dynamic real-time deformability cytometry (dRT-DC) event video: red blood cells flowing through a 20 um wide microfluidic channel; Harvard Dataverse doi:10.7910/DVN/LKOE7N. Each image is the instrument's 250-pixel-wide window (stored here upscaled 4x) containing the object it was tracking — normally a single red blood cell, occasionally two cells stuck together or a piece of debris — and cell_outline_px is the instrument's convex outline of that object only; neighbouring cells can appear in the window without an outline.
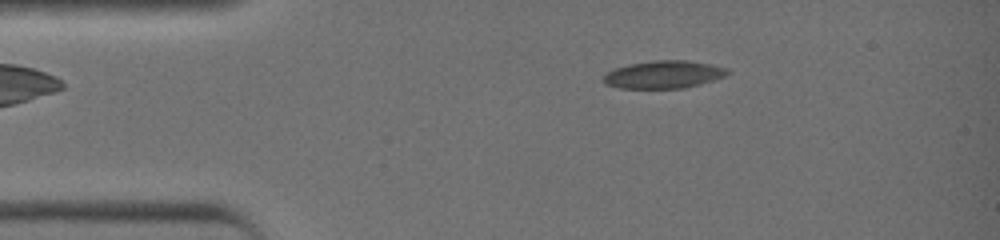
{"species": "common noctule bat (a hibernating species)", "species_latin": "Nyctalus noctula", "temperature_condition": "warm", "stored_images_in_passage": 37, "camera_frame_rate_fps": 3000, "um_per_image_px": 0.085, "animal": {"sex": "female", "body_mass_g": 19.0, "forearm_length_mm": 51.5}, "frame": {"image": 1, "passage_image": 3, "time_ms": 0.667, "image_size_px": [1000, 240], "cell_outline_px": [[728, 72], [724, 76], [700, 84], [684, 88], [616, 88], [604, 84], [604, 76], [608, 72], [616, 68], [628, 64], [652, 60], [684, 60], [712, 64], [728, 68]], "centroid_in_image_um": [56.39, 6.33], "position_along_channel_um": 28.6, "area_um2": 19.94}}
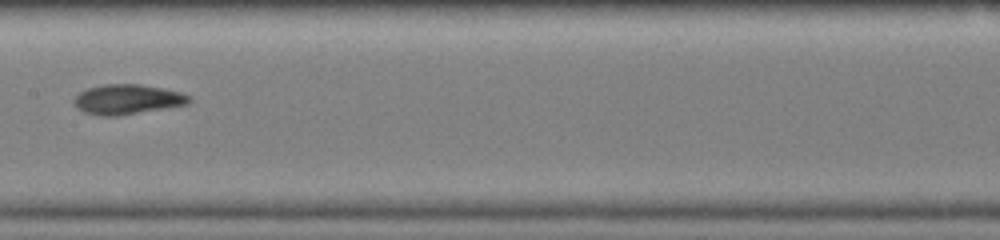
{"frame": {"image": 2, "passage_image": 17, "time_ms": 5.333, "image_size_px": [1000, 240], "cell_outline_px": [[188, 100], [184, 104], [112, 116], [104, 116], [88, 112], [80, 108], [72, 100], [80, 92], [88, 88], [104, 84], [140, 84], [164, 88], [180, 92], [188, 96]], "centroid_in_image_um": [10.78, 8.41], "position_along_channel_um": 196.6, "area_um2": 19.13}}
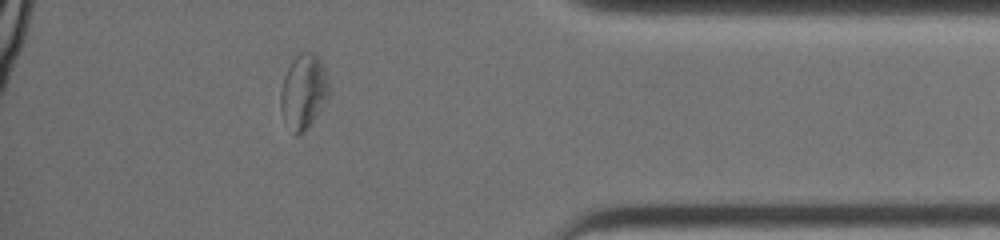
{"frame": {"image": 3, "passage_image": 32, "time_ms": 10.333, "image_size_px": [1000, 240], "cell_outline_px": [[328, 96], [312, 120], [300, 132], [296, 132], [280, 108], [280, 96], [284, 76], [292, 60], [300, 52], [316, 52], [320, 56], [324, 64], [328, 80]], "centroid_in_image_um": [25.83, 7.6], "position_along_channel_um": 409.4, "area_um2": 20.06}, "authors_computed_cell_mechanics": {"area_um2": 19.4786, "velocity_mm_per_s": 4.6128, "shape_relaxation_time_tau1_ms": 10.5368, "shape_relaxation_time_tau2_ms": 3.4469, "deformation_change_tau1": 0.3127, "deformation_change_tau2": 0.0884}}